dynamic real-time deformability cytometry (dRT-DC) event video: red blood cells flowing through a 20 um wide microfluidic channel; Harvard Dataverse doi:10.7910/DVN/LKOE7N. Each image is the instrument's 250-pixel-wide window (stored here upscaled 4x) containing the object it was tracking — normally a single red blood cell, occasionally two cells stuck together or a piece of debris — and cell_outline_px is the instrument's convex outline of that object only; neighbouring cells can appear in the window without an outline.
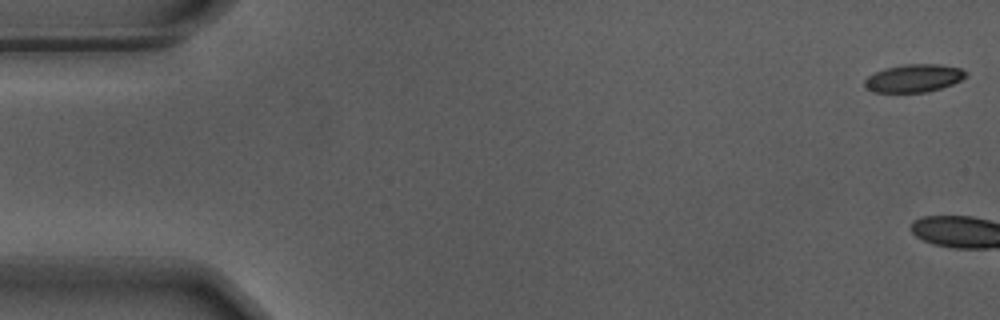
{"species": "Egyptian fruit bat (a non-hibernating species)", "species_latin": "Rousettus aegyptiacus", "temperature_condition": "warm", "stored_images_in_passage": 7, "camera_frame_rate_fps": 3000, "um_per_image_px": 0.085, "animal": {"sex": "male"}, "frame": {"image": 1, "passage_image": 1, "time_ms": 0.0, "image_size_px": [1000, 320], "cell_outline_px": [[968, 76], [952, 84], [940, 88], [924, 92], [876, 92], [864, 88], [864, 80], [868, 76], [876, 72], [888, 68], [904, 64], [940, 64], [960, 68], [968, 72]], "centroid_in_image_um": [77.69, 6.64], "position_along_channel_um": 7.3, "area_um2": 16.36}}